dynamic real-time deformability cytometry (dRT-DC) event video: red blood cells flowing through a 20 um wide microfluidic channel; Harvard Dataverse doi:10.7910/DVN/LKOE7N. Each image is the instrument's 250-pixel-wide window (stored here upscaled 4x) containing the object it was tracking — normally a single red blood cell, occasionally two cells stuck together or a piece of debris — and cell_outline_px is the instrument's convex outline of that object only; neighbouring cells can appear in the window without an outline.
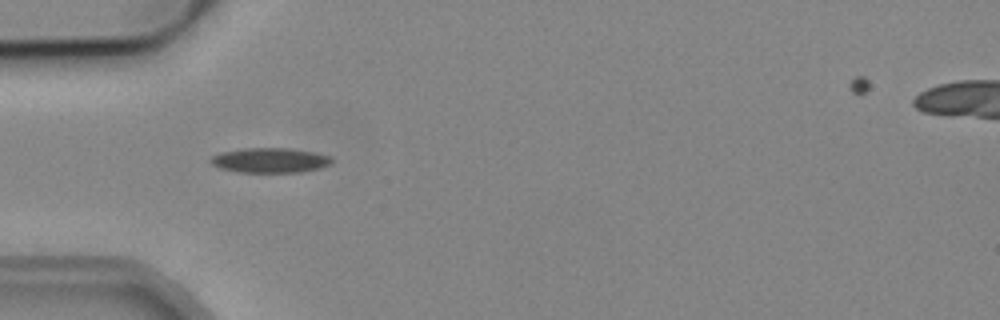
{"species": "common noctule bat (a hibernating species)", "species_latin": "Nyctalus noctula", "temperature_condition": "cold", "stored_images_in_passage": 39, "camera_frame_rate_fps": 3000, "um_per_image_px": 0.085, "animal": {"sex": "male", "body_mass_g": 19.2, "forearm_length_mm": 51.8}, "frame": {"image": 1, "passage_image": 2, "time_ms": 0.333, "image_size_px": [1000, 320], "cell_outline_px": [[332, 164], [320, 168], [300, 172], [236, 172], [220, 168], [212, 164], [208, 160], [212, 156], [220, 152], [240, 148], [288, 148], [316, 152], [328, 156], [332, 160]], "centroid_in_image_um": [22.92, 13.62], "position_along_channel_um": 62.1, "area_um2": 17.69}}
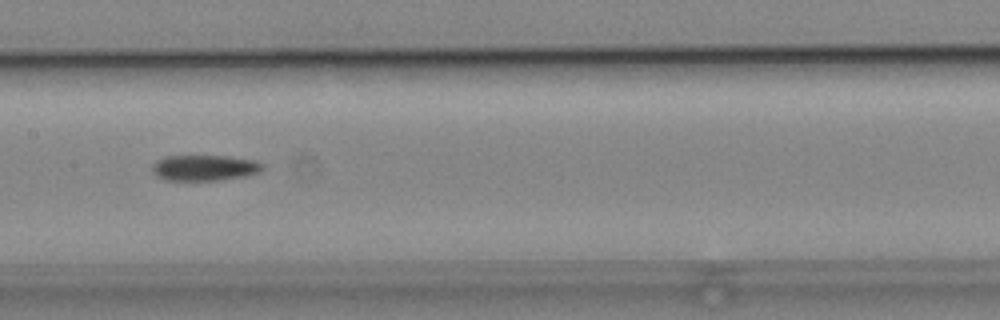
{"frame": {"image": 2, "passage_image": 12, "time_ms": 3.667, "image_size_px": [1000, 320], "cell_outline_px": [[264, 168], [260, 172], [244, 176], [220, 180], [164, 180], [156, 176], [152, 172], [152, 164], [156, 160], [164, 156], [228, 156], [256, 160], [264, 164]], "centroid_in_image_um": [17.38, 14.26], "position_along_channel_um": 190.0, "area_um2": 16.76}}
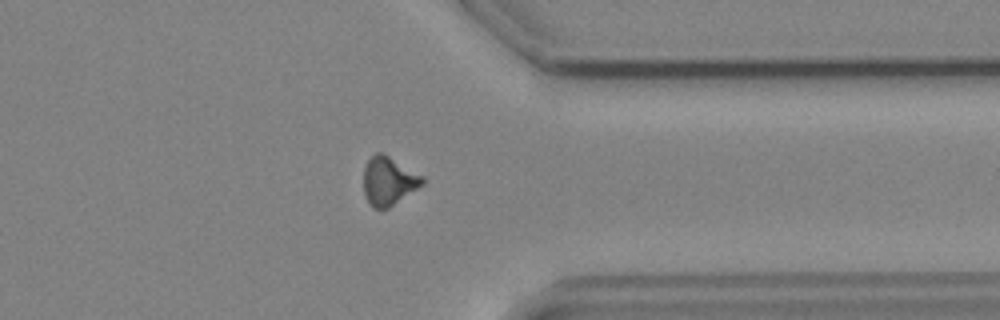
{"frame": {"image": 3, "passage_image": 27, "time_ms": 8.667, "image_size_px": [1000, 320], "cell_outline_px": [[424, 184], [388, 208], [372, 208], [368, 204], [364, 192], [364, 168], [368, 160], [376, 152], [380, 152], [388, 156], [424, 176]], "centroid_in_image_um": [33.03, 15.39], "position_along_channel_um": 378.4, "area_um2": 16.47}}